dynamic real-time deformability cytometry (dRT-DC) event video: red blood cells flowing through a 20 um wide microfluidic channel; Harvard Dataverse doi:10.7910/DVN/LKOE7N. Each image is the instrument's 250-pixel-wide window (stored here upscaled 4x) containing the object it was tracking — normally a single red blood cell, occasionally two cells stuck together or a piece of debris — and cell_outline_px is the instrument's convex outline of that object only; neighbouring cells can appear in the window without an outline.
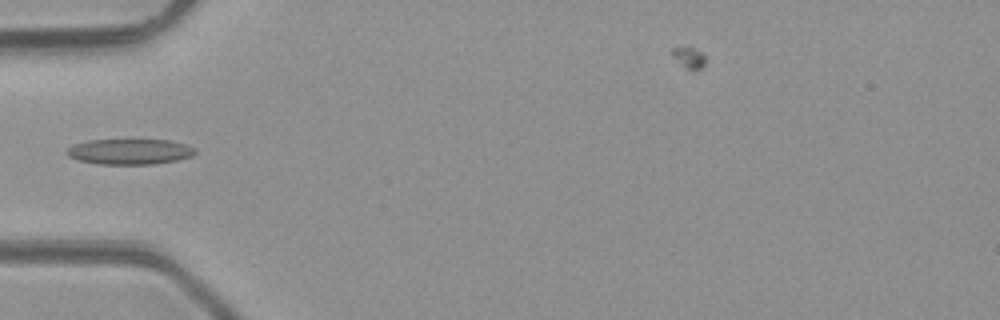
{"species": "common noctule bat (a hibernating species)", "species_latin": "Nyctalus noctula", "temperature_condition": "room temperature", "stored_images_in_passage": 3, "camera_frame_rate_fps": 3000, "um_per_image_px": 0.085, "animal": {"sex": "male", "body_mass_g": 23.1, "forearm_length_mm": 52.7}, "frame": {"image": 1, "passage_image": 3, "time_ms": 3.0, "image_size_px": [1000, 320], "cell_outline_px": [[196, 152], [192, 156], [176, 160], [156, 164], [100, 164], [80, 160], [68, 156], [68, 148], [76, 144], [88, 140], [168, 140], [184, 144], [196, 148]], "centroid_in_image_um": [11.07, 12.89], "position_along_channel_um": 73.9, "area_um2": 18.84}}